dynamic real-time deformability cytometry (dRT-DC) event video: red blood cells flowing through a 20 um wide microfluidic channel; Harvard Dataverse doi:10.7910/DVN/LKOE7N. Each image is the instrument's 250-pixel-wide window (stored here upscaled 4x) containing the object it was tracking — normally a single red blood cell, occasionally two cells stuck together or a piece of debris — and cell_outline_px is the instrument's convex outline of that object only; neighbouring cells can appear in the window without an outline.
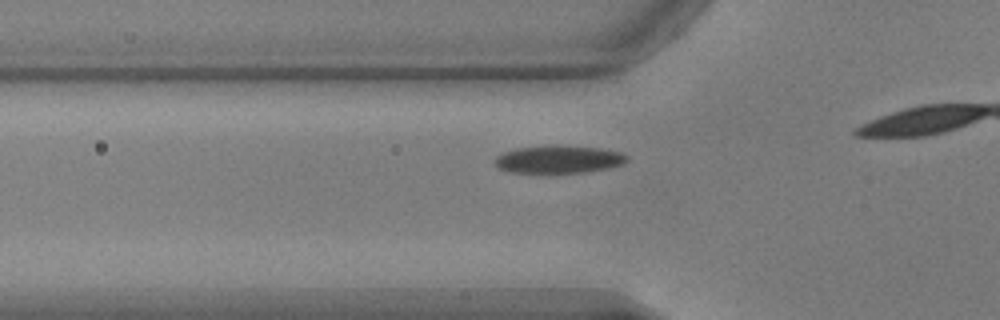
{"species": "common noctule bat (a hibernating species)", "species_latin": "Nyctalus noctula", "temperature_condition": "warm", "stored_images_in_passage": 17, "camera_frame_rate_fps": 3000, "um_per_image_px": 0.085, "animal": {"sex": "male", "body_mass_g": 17.9, "forearm_length_mm": 54.2}, "frame": {"image": 1, "passage_image": 12, "time_ms": 3.667, "image_size_px": [1000, 320], "cell_outline_px": [[628, 160], [624, 164], [608, 168], [588, 172], [544, 176], [512, 172], [500, 168], [496, 164], [496, 156], [504, 152], [516, 148], [556, 144], [600, 148], [624, 152], [628, 156]], "centroid_in_image_um": [47.52, 13.58], "position_along_channel_um": 78.3, "area_um2": 22.54}}
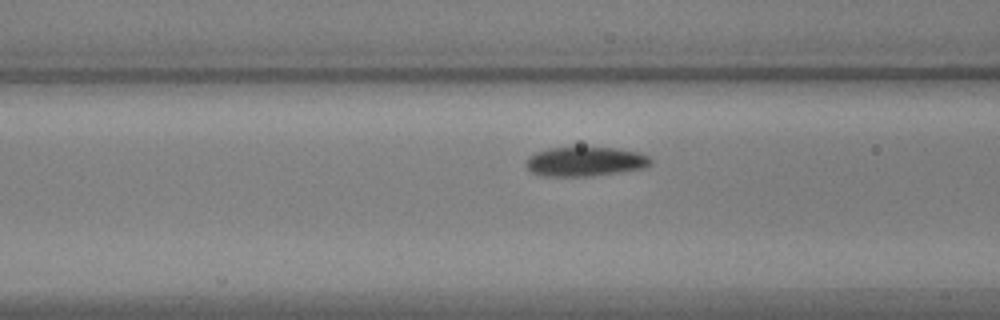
{"frame": {"image": 2, "passage_image": 15, "time_ms": 4.667, "image_size_px": [1000, 320], "cell_outline_px": [[652, 164], [648, 168], [592, 176], [540, 176], [532, 172], [524, 164], [524, 160], [528, 156], [536, 152], [548, 148], [616, 148], [640, 152], [648, 156], [652, 160]], "centroid_in_image_um": [49.75, 13.74], "position_along_channel_um": 116.8, "area_um2": 21.62}}